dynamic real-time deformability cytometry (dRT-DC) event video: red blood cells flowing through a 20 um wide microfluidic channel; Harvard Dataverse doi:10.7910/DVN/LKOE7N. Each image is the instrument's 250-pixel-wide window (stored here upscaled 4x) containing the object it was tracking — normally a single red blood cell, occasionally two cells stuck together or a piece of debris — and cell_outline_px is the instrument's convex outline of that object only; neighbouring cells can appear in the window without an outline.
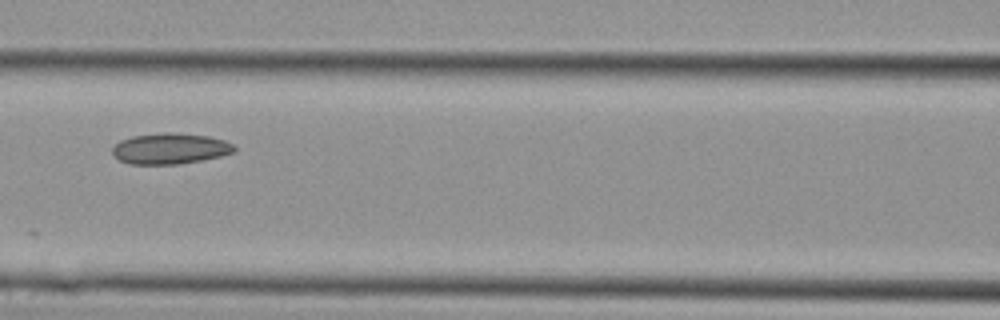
{"species": "Egyptian fruit bat (a non-hibernating species)", "species_latin": "Rousettus aegyptiacus", "temperature_condition": "cold", "stored_images_in_passage": 3, "camera_frame_rate_fps": 3000, "um_per_image_px": 0.085, "animal": {"sex": "female"}, "frame": {"image": 1, "passage_image": 3, "time_ms": 0.667, "image_size_px": [1000, 320], "cell_outline_px": [[236, 152], [204, 160], [180, 164], [128, 164], [112, 156], [112, 148], [120, 140], [132, 136], [164, 132], [168, 132], [208, 136], [224, 140], [232, 144], [236, 148]], "centroid_in_image_um": [14.45, 12.64], "position_along_channel_um": 152.2, "area_um2": 22.08}}